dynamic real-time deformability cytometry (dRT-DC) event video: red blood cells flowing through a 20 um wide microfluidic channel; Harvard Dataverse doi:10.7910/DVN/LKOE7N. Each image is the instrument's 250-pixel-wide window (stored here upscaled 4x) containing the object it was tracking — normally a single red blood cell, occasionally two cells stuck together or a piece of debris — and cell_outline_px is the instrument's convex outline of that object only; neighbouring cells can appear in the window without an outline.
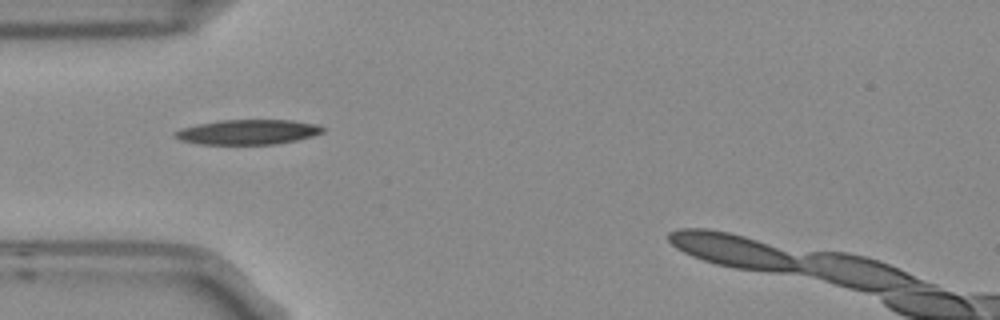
{"species": "Egyptian fruit bat (a non-hibernating species)", "species_latin": "Rousettus aegyptiacus", "temperature_condition": "room temperature", "stored_images_in_passage": 7, "camera_frame_rate_fps": 3000, "um_per_image_px": 0.085, "frame": {"image": 1, "passage_image": 2, "time_ms": 0.333, "image_size_px": [1000, 320], "cell_outline_px": [[328, 128], [324, 132], [312, 136], [296, 140], [276, 144], [196, 144], [180, 140], [172, 136], [172, 132], [180, 128], [196, 124], [220, 120], [292, 120], [316, 124]], "centroid_in_image_um": [21.04, 11.22], "position_along_channel_um": 64.0, "area_um2": 21.73}}
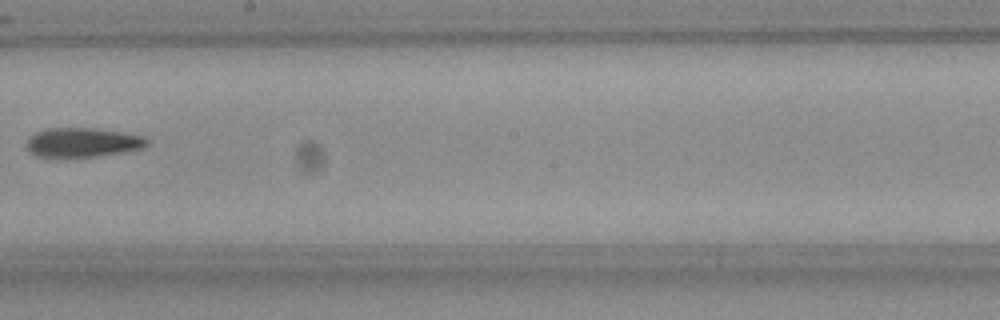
{"frame": {"image": 2, "passage_image": 6, "time_ms": 1.667, "image_size_px": [1000, 320], "cell_outline_px": [[148, 144], [140, 148], [120, 152], [96, 156], [36, 156], [28, 152], [28, 140], [36, 132], [48, 128], [96, 128], [144, 136], [148, 140]], "centroid_in_image_um": [7.02, 12.09], "position_along_channel_um": 241.2, "area_um2": 20.06}}
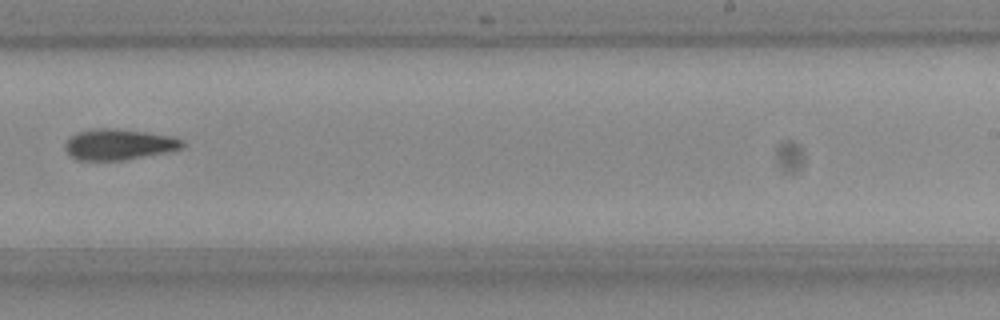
{"frame": {"image": 3, "passage_image": 7, "time_ms": 2.0, "image_size_px": [1000, 320], "cell_outline_px": [[184, 148], [124, 160], [76, 160], [64, 148], [64, 144], [68, 136], [76, 132], [92, 128], [112, 128], [144, 132], [172, 136], [184, 140]], "centroid_in_image_um": [10.05, 12.26], "position_along_channel_um": 278.9, "area_um2": 21.15}}